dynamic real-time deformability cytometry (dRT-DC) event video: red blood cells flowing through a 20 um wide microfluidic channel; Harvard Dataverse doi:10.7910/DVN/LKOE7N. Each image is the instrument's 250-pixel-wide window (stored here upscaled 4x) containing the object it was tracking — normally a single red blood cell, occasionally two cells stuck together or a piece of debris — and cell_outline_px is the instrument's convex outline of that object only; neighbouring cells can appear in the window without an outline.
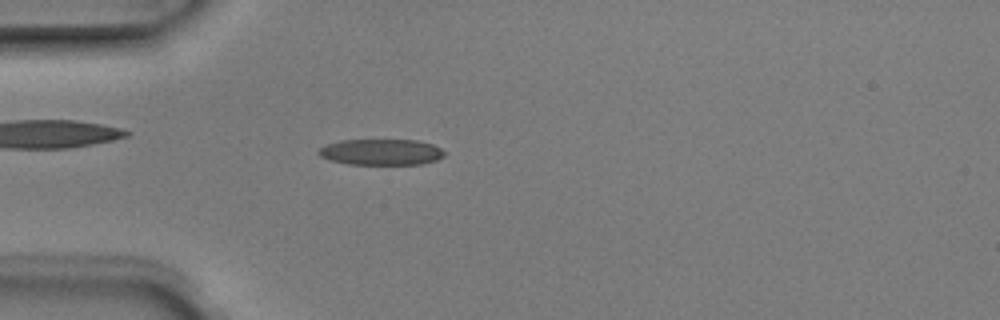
{"species": "Egyptian fruit bat (a non-hibernating species)", "species_latin": "Rousettus aegyptiacus", "temperature_condition": "room temperature", "stored_images_in_passage": 4, "camera_frame_rate_fps": 3000, "um_per_image_px": 0.085, "animal": {"sex": "male"}, "frame": {"image": 1, "passage_image": 4, "time_ms": 1.0, "image_size_px": [1000, 320], "cell_outline_px": [[444, 156], [436, 160], [420, 164], [348, 164], [328, 160], [320, 156], [316, 152], [324, 144], [340, 140], [416, 140], [432, 144], [440, 148], [444, 152]], "centroid_in_image_um": [32.34, 12.92], "position_along_channel_um": 52.7, "area_um2": 19.13}}